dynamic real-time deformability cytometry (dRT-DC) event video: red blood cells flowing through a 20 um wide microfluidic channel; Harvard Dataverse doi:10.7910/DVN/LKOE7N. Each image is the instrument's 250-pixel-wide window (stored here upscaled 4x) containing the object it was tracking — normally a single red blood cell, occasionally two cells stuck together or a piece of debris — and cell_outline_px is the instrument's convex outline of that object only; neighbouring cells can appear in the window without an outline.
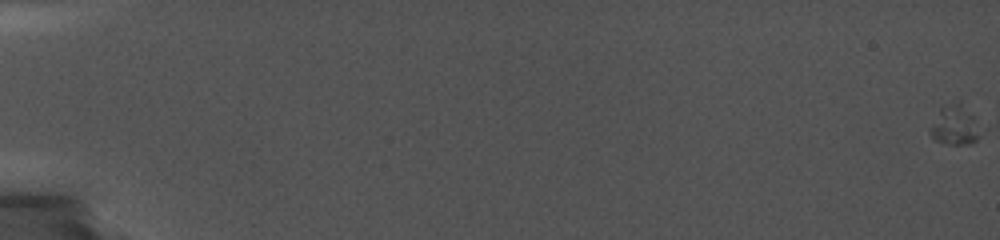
{"species": "common noctule bat (a hibernating species)", "species_latin": "Nyctalus noctula", "temperature_condition": "cold", "stored_images_in_passage": 34, "camera_frame_rate_fps": 5000, "um_per_image_px": 0.085, "animal": {"sex": "female", "body_mass_g": 19.0, "forearm_length_mm": 56.7}, "frame": {"image": 1, "passage_image": 1, "time_ms": 0.0, "image_size_px": [1000, 240], "cell_outline_px": [[980, 132], [976, 140], [972, 144], [944, 144], [936, 140], [932, 136], [932, 128], [940, 104], [960, 100], [972, 116], [980, 128]], "centroid_in_image_um": [81.17, 10.6], "position_along_channel_um": 3.8, "area_um2": 11.5}}
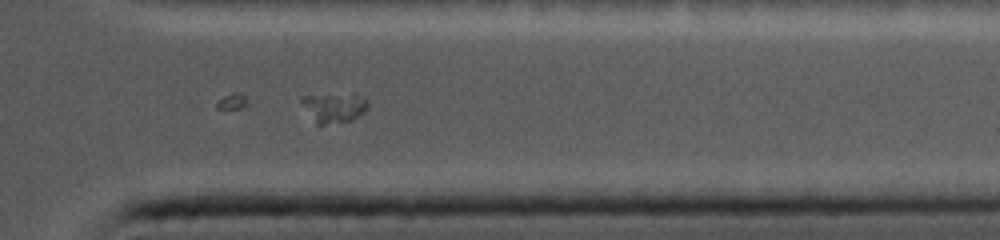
{"frame": {"image": 2, "passage_image": 31, "time_ms": 16.4, "image_size_px": [1000, 240], "cell_outline_px": [[368, 108], [360, 116], [352, 120], [324, 124], [316, 124], [300, 100], [300, 96], [352, 92], [356, 92], [368, 100]], "centroid_in_image_um": [28.46, 9.09], "position_along_channel_um": 382.9, "area_um2": 11.79}}
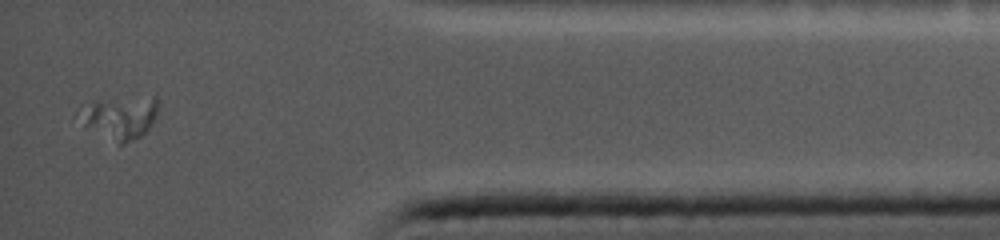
{"frame": {"image": 3, "passage_image": 34, "time_ms": 18.0, "image_size_px": [1000, 240], "cell_outline_px": [[160, 100], [156, 112], [148, 128], [140, 136], [124, 144], [120, 144], [84, 124], [76, 112], [80, 104], [96, 100], [156, 96]], "centroid_in_image_um": [10.17, 9.92], "position_along_channel_um": 425.0, "area_um2": 19.42}}